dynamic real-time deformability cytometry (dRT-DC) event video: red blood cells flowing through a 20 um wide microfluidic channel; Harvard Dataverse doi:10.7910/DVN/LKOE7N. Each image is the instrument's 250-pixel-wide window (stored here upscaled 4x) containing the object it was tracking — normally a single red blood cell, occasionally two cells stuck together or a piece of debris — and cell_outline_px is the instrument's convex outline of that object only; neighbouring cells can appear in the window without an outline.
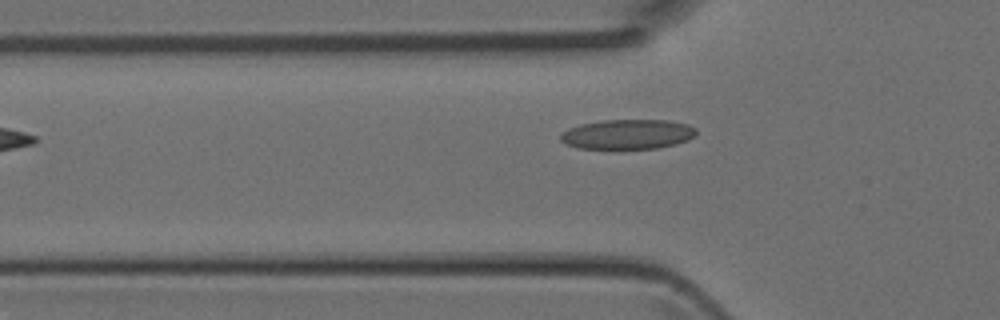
{"species": "Egyptian fruit bat (a non-hibernating species)", "species_latin": "Rousettus aegyptiacus", "temperature_condition": "room temperature", "stored_images_in_passage": 5, "camera_frame_rate_fps": 3000, "um_per_image_px": 0.085, "animal": {"sex": "female"}, "frame": {"image": 1, "passage_image": 4, "time_ms": 1.0, "image_size_px": [1000, 320], "cell_outline_px": [[696, 136], [688, 140], [676, 144], [656, 148], [576, 148], [560, 140], [560, 136], [568, 128], [580, 124], [604, 120], [668, 120], [688, 124], [696, 128]], "centroid_in_image_um": [53.38, 11.4], "position_along_channel_um": 72.4, "area_um2": 23.47}}
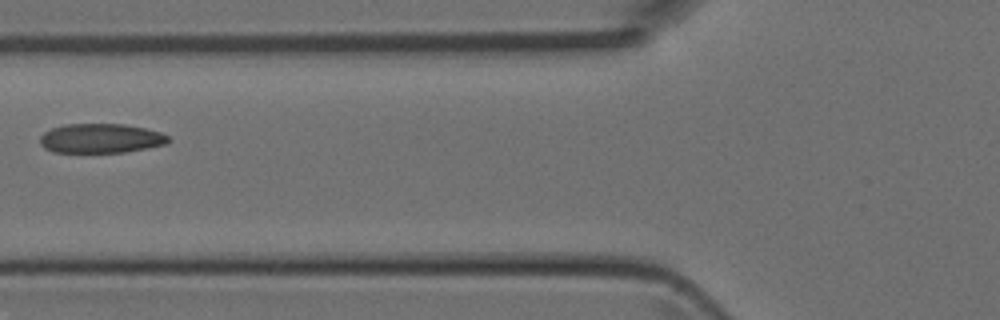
{"frame": {"image": 2, "passage_image": 5, "time_ms": 1.333, "image_size_px": [1000, 320], "cell_outline_px": [[172, 140], [168, 144], [124, 152], [52, 152], [44, 148], [40, 144], [40, 136], [44, 132], [52, 128], [64, 124], [124, 124], [144, 128], [160, 132], [168, 136]], "centroid_in_image_um": [8.57, 11.76], "position_along_channel_um": 117.2, "area_um2": 22.08}}